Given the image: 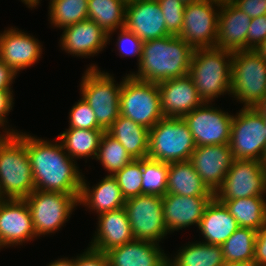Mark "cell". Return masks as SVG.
I'll return each mask as SVG.
<instances>
[{"mask_svg": "<svg viewBox=\"0 0 266 266\" xmlns=\"http://www.w3.org/2000/svg\"><path fill=\"white\" fill-rule=\"evenodd\" d=\"M25 147L30 159L35 190L80 194L83 174L59 140L49 141L25 132Z\"/></svg>", "mask_w": 266, "mask_h": 266, "instance_id": "1", "label": "cell"}, {"mask_svg": "<svg viewBox=\"0 0 266 266\" xmlns=\"http://www.w3.org/2000/svg\"><path fill=\"white\" fill-rule=\"evenodd\" d=\"M194 49L176 35L145 41L137 72L130 75L151 83H160L188 74Z\"/></svg>", "mask_w": 266, "mask_h": 266, "instance_id": "2", "label": "cell"}, {"mask_svg": "<svg viewBox=\"0 0 266 266\" xmlns=\"http://www.w3.org/2000/svg\"><path fill=\"white\" fill-rule=\"evenodd\" d=\"M232 54L218 47L194 49L188 75L203 102L231 94Z\"/></svg>", "mask_w": 266, "mask_h": 266, "instance_id": "3", "label": "cell"}, {"mask_svg": "<svg viewBox=\"0 0 266 266\" xmlns=\"http://www.w3.org/2000/svg\"><path fill=\"white\" fill-rule=\"evenodd\" d=\"M34 190L25 132L9 134L0 144V199H25Z\"/></svg>", "mask_w": 266, "mask_h": 266, "instance_id": "4", "label": "cell"}, {"mask_svg": "<svg viewBox=\"0 0 266 266\" xmlns=\"http://www.w3.org/2000/svg\"><path fill=\"white\" fill-rule=\"evenodd\" d=\"M230 95L243 108H255L266 98V60L255 50L233 52Z\"/></svg>", "mask_w": 266, "mask_h": 266, "instance_id": "5", "label": "cell"}, {"mask_svg": "<svg viewBox=\"0 0 266 266\" xmlns=\"http://www.w3.org/2000/svg\"><path fill=\"white\" fill-rule=\"evenodd\" d=\"M89 66L82 76L80 94L94 111L98 125L107 131L120 115L122 80L118 84L112 74L99 70L95 64Z\"/></svg>", "mask_w": 266, "mask_h": 266, "instance_id": "6", "label": "cell"}, {"mask_svg": "<svg viewBox=\"0 0 266 266\" xmlns=\"http://www.w3.org/2000/svg\"><path fill=\"white\" fill-rule=\"evenodd\" d=\"M123 78L119 98L120 115L151 129L164 117L157 83L137 80L130 74Z\"/></svg>", "mask_w": 266, "mask_h": 266, "instance_id": "7", "label": "cell"}, {"mask_svg": "<svg viewBox=\"0 0 266 266\" xmlns=\"http://www.w3.org/2000/svg\"><path fill=\"white\" fill-rule=\"evenodd\" d=\"M196 145L183 118L163 117L149 129L147 157L164 163L190 160Z\"/></svg>", "mask_w": 266, "mask_h": 266, "instance_id": "8", "label": "cell"}, {"mask_svg": "<svg viewBox=\"0 0 266 266\" xmlns=\"http://www.w3.org/2000/svg\"><path fill=\"white\" fill-rule=\"evenodd\" d=\"M79 195L34 190L25 198L37 237L57 232L78 206ZM75 208V209H74Z\"/></svg>", "mask_w": 266, "mask_h": 266, "instance_id": "9", "label": "cell"}, {"mask_svg": "<svg viewBox=\"0 0 266 266\" xmlns=\"http://www.w3.org/2000/svg\"><path fill=\"white\" fill-rule=\"evenodd\" d=\"M264 117L255 108H243L233 116L230 149L234 159L264 162Z\"/></svg>", "mask_w": 266, "mask_h": 266, "instance_id": "10", "label": "cell"}, {"mask_svg": "<svg viewBox=\"0 0 266 266\" xmlns=\"http://www.w3.org/2000/svg\"><path fill=\"white\" fill-rule=\"evenodd\" d=\"M220 5L219 0H200L185 5L182 30L178 37L193 49L216 47Z\"/></svg>", "mask_w": 266, "mask_h": 266, "instance_id": "11", "label": "cell"}, {"mask_svg": "<svg viewBox=\"0 0 266 266\" xmlns=\"http://www.w3.org/2000/svg\"><path fill=\"white\" fill-rule=\"evenodd\" d=\"M124 208L134 239L159 244L169 234L164 222L162 196L138 195L127 199Z\"/></svg>", "mask_w": 266, "mask_h": 266, "instance_id": "12", "label": "cell"}, {"mask_svg": "<svg viewBox=\"0 0 266 266\" xmlns=\"http://www.w3.org/2000/svg\"><path fill=\"white\" fill-rule=\"evenodd\" d=\"M266 194V165L262 161L234 159L220 188L217 200L264 197Z\"/></svg>", "mask_w": 266, "mask_h": 266, "instance_id": "13", "label": "cell"}, {"mask_svg": "<svg viewBox=\"0 0 266 266\" xmlns=\"http://www.w3.org/2000/svg\"><path fill=\"white\" fill-rule=\"evenodd\" d=\"M217 108L204 102L183 118L196 147L230 143L234 115Z\"/></svg>", "mask_w": 266, "mask_h": 266, "instance_id": "14", "label": "cell"}, {"mask_svg": "<svg viewBox=\"0 0 266 266\" xmlns=\"http://www.w3.org/2000/svg\"><path fill=\"white\" fill-rule=\"evenodd\" d=\"M36 239L25 199H0V250Z\"/></svg>", "mask_w": 266, "mask_h": 266, "instance_id": "15", "label": "cell"}, {"mask_svg": "<svg viewBox=\"0 0 266 266\" xmlns=\"http://www.w3.org/2000/svg\"><path fill=\"white\" fill-rule=\"evenodd\" d=\"M125 28L142 42L171 35L157 0H131L126 4Z\"/></svg>", "mask_w": 266, "mask_h": 266, "instance_id": "16", "label": "cell"}, {"mask_svg": "<svg viewBox=\"0 0 266 266\" xmlns=\"http://www.w3.org/2000/svg\"><path fill=\"white\" fill-rule=\"evenodd\" d=\"M233 161L229 144L196 147L190 158L195 171L213 194L222 185Z\"/></svg>", "mask_w": 266, "mask_h": 266, "instance_id": "17", "label": "cell"}, {"mask_svg": "<svg viewBox=\"0 0 266 266\" xmlns=\"http://www.w3.org/2000/svg\"><path fill=\"white\" fill-rule=\"evenodd\" d=\"M42 49L35 36L16 27L0 33V59L17 73L36 64L40 60Z\"/></svg>", "mask_w": 266, "mask_h": 266, "instance_id": "18", "label": "cell"}, {"mask_svg": "<svg viewBox=\"0 0 266 266\" xmlns=\"http://www.w3.org/2000/svg\"><path fill=\"white\" fill-rule=\"evenodd\" d=\"M157 85L164 117L184 118L204 103L188 74L162 81Z\"/></svg>", "mask_w": 266, "mask_h": 266, "instance_id": "19", "label": "cell"}, {"mask_svg": "<svg viewBox=\"0 0 266 266\" xmlns=\"http://www.w3.org/2000/svg\"><path fill=\"white\" fill-rule=\"evenodd\" d=\"M60 47L70 55L90 58L100 53L108 44L106 33L95 21L86 19L62 29Z\"/></svg>", "mask_w": 266, "mask_h": 266, "instance_id": "20", "label": "cell"}, {"mask_svg": "<svg viewBox=\"0 0 266 266\" xmlns=\"http://www.w3.org/2000/svg\"><path fill=\"white\" fill-rule=\"evenodd\" d=\"M214 196H162L164 222L168 233L199 226L205 207Z\"/></svg>", "mask_w": 266, "mask_h": 266, "instance_id": "21", "label": "cell"}, {"mask_svg": "<svg viewBox=\"0 0 266 266\" xmlns=\"http://www.w3.org/2000/svg\"><path fill=\"white\" fill-rule=\"evenodd\" d=\"M250 23L251 18L230 0L221 1L216 47L231 52L247 50Z\"/></svg>", "mask_w": 266, "mask_h": 266, "instance_id": "22", "label": "cell"}, {"mask_svg": "<svg viewBox=\"0 0 266 266\" xmlns=\"http://www.w3.org/2000/svg\"><path fill=\"white\" fill-rule=\"evenodd\" d=\"M89 247L106 253L110 249L134 240L126 209L98 215V223Z\"/></svg>", "mask_w": 266, "mask_h": 266, "instance_id": "23", "label": "cell"}, {"mask_svg": "<svg viewBox=\"0 0 266 266\" xmlns=\"http://www.w3.org/2000/svg\"><path fill=\"white\" fill-rule=\"evenodd\" d=\"M106 254L109 266H168V256L161 245L150 241L134 239Z\"/></svg>", "mask_w": 266, "mask_h": 266, "instance_id": "24", "label": "cell"}, {"mask_svg": "<svg viewBox=\"0 0 266 266\" xmlns=\"http://www.w3.org/2000/svg\"><path fill=\"white\" fill-rule=\"evenodd\" d=\"M89 185L83 175L78 198L79 206L82 204L91 209L90 211H96L97 216L124 207L126 200L113 175H106L100 182L93 185L92 188Z\"/></svg>", "mask_w": 266, "mask_h": 266, "instance_id": "25", "label": "cell"}, {"mask_svg": "<svg viewBox=\"0 0 266 266\" xmlns=\"http://www.w3.org/2000/svg\"><path fill=\"white\" fill-rule=\"evenodd\" d=\"M235 218L215 197L205 207L198 229L205 240L201 242L222 245L237 229Z\"/></svg>", "mask_w": 266, "mask_h": 266, "instance_id": "26", "label": "cell"}, {"mask_svg": "<svg viewBox=\"0 0 266 266\" xmlns=\"http://www.w3.org/2000/svg\"><path fill=\"white\" fill-rule=\"evenodd\" d=\"M166 194L214 196L203 183L190 160L168 163Z\"/></svg>", "mask_w": 266, "mask_h": 266, "instance_id": "27", "label": "cell"}, {"mask_svg": "<svg viewBox=\"0 0 266 266\" xmlns=\"http://www.w3.org/2000/svg\"><path fill=\"white\" fill-rule=\"evenodd\" d=\"M107 132L122 144L133 159L147 158L149 129L146 127L119 115Z\"/></svg>", "mask_w": 266, "mask_h": 266, "instance_id": "28", "label": "cell"}, {"mask_svg": "<svg viewBox=\"0 0 266 266\" xmlns=\"http://www.w3.org/2000/svg\"><path fill=\"white\" fill-rule=\"evenodd\" d=\"M188 242L179 248L175 257H168V266H225L221 245L201 241Z\"/></svg>", "mask_w": 266, "mask_h": 266, "instance_id": "29", "label": "cell"}, {"mask_svg": "<svg viewBox=\"0 0 266 266\" xmlns=\"http://www.w3.org/2000/svg\"><path fill=\"white\" fill-rule=\"evenodd\" d=\"M103 129H76L68 128L58 135L63 149L72 159L91 158L95 159L102 135Z\"/></svg>", "mask_w": 266, "mask_h": 266, "instance_id": "30", "label": "cell"}, {"mask_svg": "<svg viewBox=\"0 0 266 266\" xmlns=\"http://www.w3.org/2000/svg\"><path fill=\"white\" fill-rule=\"evenodd\" d=\"M126 4V0H88V19L108 33V42L116 30L125 27Z\"/></svg>", "mask_w": 266, "mask_h": 266, "instance_id": "31", "label": "cell"}, {"mask_svg": "<svg viewBox=\"0 0 266 266\" xmlns=\"http://www.w3.org/2000/svg\"><path fill=\"white\" fill-rule=\"evenodd\" d=\"M264 197H246L222 202L235 218L239 227L258 231L266 222V199Z\"/></svg>", "mask_w": 266, "mask_h": 266, "instance_id": "32", "label": "cell"}, {"mask_svg": "<svg viewBox=\"0 0 266 266\" xmlns=\"http://www.w3.org/2000/svg\"><path fill=\"white\" fill-rule=\"evenodd\" d=\"M257 231L239 227L222 245L226 264H244L254 261Z\"/></svg>", "mask_w": 266, "mask_h": 266, "instance_id": "33", "label": "cell"}, {"mask_svg": "<svg viewBox=\"0 0 266 266\" xmlns=\"http://www.w3.org/2000/svg\"><path fill=\"white\" fill-rule=\"evenodd\" d=\"M49 21L60 30L88 19V0H50Z\"/></svg>", "mask_w": 266, "mask_h": 266, "instance_id": "34", "label": "cell"}, {"mask_svg": "<svg viewBox=\"0 0 266 266\" xmlns=\"http://www.w3.org/2000/svg\"><path fill=\"white\" fill-rule=\"evenodd\" d=\"M95 159L100 161L109 175H114L133 160L122 144L107 131L101 137Z\"/></svg>", "mask_w": 266, "mask_h": 266, "instance_id": "35", "label": "cell"}, {"mask_svg": "<svg viewBox=\"0 0 266 266\" xmlns=\"http://www.w3.org/2000/svg\"><path fill=\"white\" fill-rule=\"evenodd\" d=\"M142 194L164 196L167 189L168 163L142 159Z\"/></svg>", "mask_w": 266, "mask_h": 266, "instance_id": "36", "label": "cell"}, {"mask_svg": "<svg viewBox=\"0 0 266 266\" xmlns=\"http://www.w3.org/2000/svg\"><path fill=\"white\" fill-rule=\"evenodd\" d=\"M113 176L125 200L142 195V159H133Z\"/></svg>", "mask_w": 266, "mask_h": 266, "instance_id": "37", "label": "cell"}, {"mask_svg": "<svg viewBox=\"0 0 266 266\" xmlns=\"http://www.w3.org/2000/svg\"><path fill=\"white\" fill-rule=\"evenodd\" d=\"M69 128L102 129L98 125L94 111L82 97L69 112Z\"/></svg>", "mask_w": 266, "mask_h": 266, "instance_id": "38", "label": "cell"}, {"mask_svg": "<svg viewBox=\"0 0 266 266\" xmlns=\"http://www.w3.org/2000/svg\"><path fill=\"white\" fill-rule=\"evenodd\" d=\"M160 4L167 31L178 36L182 30L185 5L180 0H157Z\"/></svg>", "mask_w": 266, "mask_h": 266, "instance_id": "39", "label": "cell"}, {"mask_svg": "<svg viewBox=\"0 0 266 266\" xmlns=\"http://www.w3.org/2000/svg\"><path fill=\"white\" fill-rule=\"evenodd\" d=\"M116 46L119 52V56L122 57H137L139 65L142 56V44L143 42L131 31H128L125 27L119 29Z\"/></svg>", "mask_w": 266, "mask_h": 266, "instance_id": "40", "label": "cell"}, {"mask_svg": "<svg viewBox=\"0 0 266 266\" xmlns=\"http://www.w3.org/2000/svg\"><path fill=\"white\" fill-rule=\"evenodd\" d=\"M266 39V15L251 18L247 33V50H254Z\"/></svg>", "mask_w": 266, "mask_h": 266, "instance_id": "41", "label": "cell"}, {"mask_svg": "<svg viewBox=\"0 0 266 266\" xmlns=\"http://www.w3.org/2000/svg\"><path fill=\"white\" fill-rule=\"evenodd\" d=\"M74 266H109V260L106 253L87 247L83 253L74 257Z\"/></svg>", "mask_w": 266, "mask_h": 266, "instance_id": "42", "label": "cell"}, {"mask_svg": "<svg viewBox=\"0 0 266 266\" xmlns=\"http://www.w3.org/2000/svg\"><path fill=\"white\" fill-rule=\"evenodd\" d=\"M250 18L266 15V0H230Z\"/></svg>", "mask_w": 266, "mask_h": 266, "instance_id": "43", "label": "cell"}, {"mask_svg": "<svg viewBox=\"0 0 266 266\" xmlns=\"http://www.w3.org/2000/svg\"><path fill=\"white\" fill-rule=\"evenodd\" d=\"M12 92L13 91H0V127L2 128V130L4 129L9 134H17L19 131H15L13 128L10 129L9 125L8 127L6 126V123H8V120L6 118L14 105V96Z\"/></svg>", "mask_w": 266, "mask_h": 266, "instance_id": "44", "label": "cell"}, {"mask_svg": "<svg viewBox=\"0 0 266 266\" xmlns=\"http://www.w3.org/2000/svg\"><path fill=\"white\" fill-rule=\"evenodd\" d=\"M254 262L260 266H266V222L257 231L254 250Z\"/></svg>", "mask_w": 266, "mask_h": 266, "instance_id": "45", "label": "cell"}, {"mask_svg": "<svg viewBox=\"0 0 266 266\" xmlns=\"http://www.w3.org/2000/svg\"><path fill=\"white\" fill-rule=\"evenodd\" d=\"M18 73L0 59V91H13L12 83Z\"/></svg>", "mask_w": 266, "mask_h": 266, "instance_id": "46", "label": "cell"}, {"mask_svg": "<svg viewBox=\"0 0 266 266\" xmlns=\"http://www.w3.org/2000/svg\"><path fill=\"white\" fill-rule=\"evenodd\" d=\"M47 266H74V258L68 259V257L65 258H58V260H54V262H50Z\"/></svg>", "mask_w": 266, "mask_h": 266, "instance_id": "47", "label": "cell"}, {"mask_svg": "<svg viewBox=\"0 0 266 266\" xmlns=\"http://www.w3.org/2000/svg\"><path fill=\"white\" fill-rule=\"evenodd\" d=\"M264 60H266V39L254 49Z\"/></svg>", "mask_w": 266, "mask_h": 266, "instance_id": "48", "label": "cell"}, {"mask_svg": "<svg viewBox=\"0 0 266 266\" xmlns=\"http://www.w3.org/2000/svg\"><path fill=\"white\" fill-rule=\"evenodd\" d=\"M255 109L266 119V98L262 100Z\"/></svg>", "mask_w": 266, "mask_h": 266, "instance_id": "49", "label": "cell"}, {"mask_svg": "<svg viewBox=\"0 0 266 266\" xmlns=\"http://www.w3.org/2000/svg\"><path fill=\"white\" fill-rule=\"evenodd\" d=\"M28 8H35L40 4L42 0H21Z\"/></svg>", "mask_w": 266, "mask_h": 266, "instance_id": "50", "label": "cell"}, {"mask_svg": "<svg viewBox=\"0 0 266 266\" xmlns=\"http://www.w3.org/2000/svg\"><path fill=\"white\" fill-rule=\"evenodd\" d=\"M225 266H260L257 262H250L244 264H226Z\"/></svg>", "mask_w": 266, "mask_h": 266, "instance_id": "51", "label": "cell"}, {"mask_svg": "<svg viewBox=\"0 0 266 266\" xmlns=\"http://www.w3.org/2000/svg\"><path fill=\"white\" fill-rule=\"evenodd\" d=\"M4 133L0 134V144L6 139V137L9 135L6 131L3 130Z\"/></svg>", "mask_w": 266, "mask_h": 266, "instance_id": "52", "label": "cell"}, {"mask_svg": "<svg viewBox=\"0 0 266 266\" xmlns=\"http://www.w3.org/2000/svg\"><path fill=\"white\" fill-rule=\"evenodd\" d=\"M180 1L187 5V4H190V3L198 2L200 0H180Z\"/></svg>", "mask_w": 266, "mask_h": 266, "instance_id": "53", "label": "cell"}, {"mask_svg": "<svg viewBox=\"0 0 266 266\" xmlns=\"http://www.w3.org/2000/svg\"><path fill=\"white\" fill-rule=\"evenodd\" d=\"M264 138H265V142H266V119L264 118ZM264 163H265V165H266V157H265V160H264Z\"/></svg>", "mask_w": 266, "mask_h": 266, "instance_id": "54", "label": "cell"}]
</instances>
